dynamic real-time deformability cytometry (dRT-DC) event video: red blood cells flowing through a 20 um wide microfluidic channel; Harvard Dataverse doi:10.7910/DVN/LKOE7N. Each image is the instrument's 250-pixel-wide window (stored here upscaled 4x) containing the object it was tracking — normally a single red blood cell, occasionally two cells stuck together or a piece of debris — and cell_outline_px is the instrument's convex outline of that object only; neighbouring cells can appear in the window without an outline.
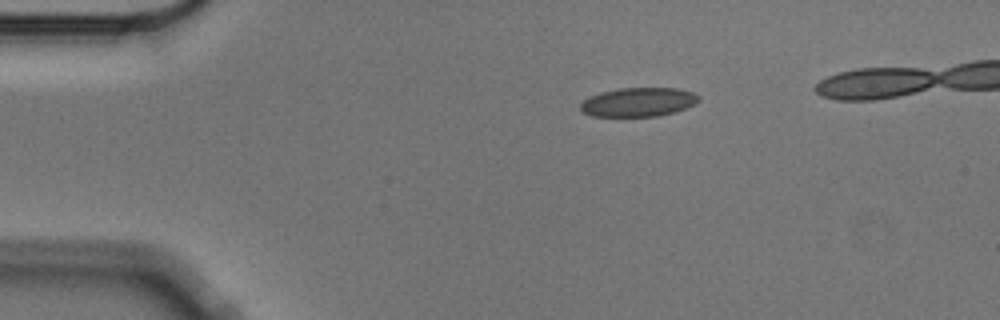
{"species": "Egyptian fruit bat (a non-hibernating species)", "species_latin": "Rousettus aegyptiacus", "temperature_condition": "cold", "stored_images_in_passage": 4, "camera_frame_rate_fps": 3000, "um_per_image_px": 0.085, "animal": {"sex": "male"}, "frame": {"image": 1, "passage_image": 1, "time_ms": 0.0, "image_size_px": [1000, 320], "cell_outline_px": [[700, 100], [676, 112], [656, 116], [592, 116], [584, 112], [580, 108], [580, 104], [588, 96], [600, 92], [620, 88], [676, 88], [692, 92], [700, 96]], "centroid_in_image_um": [54.24, 8.67], "position_along_channel_um": 30.8, "area_um2": 19.88}}